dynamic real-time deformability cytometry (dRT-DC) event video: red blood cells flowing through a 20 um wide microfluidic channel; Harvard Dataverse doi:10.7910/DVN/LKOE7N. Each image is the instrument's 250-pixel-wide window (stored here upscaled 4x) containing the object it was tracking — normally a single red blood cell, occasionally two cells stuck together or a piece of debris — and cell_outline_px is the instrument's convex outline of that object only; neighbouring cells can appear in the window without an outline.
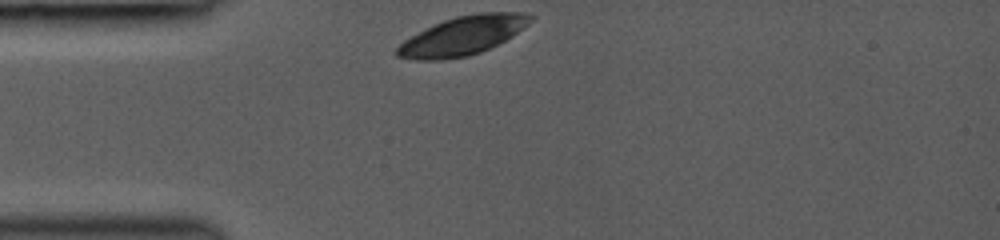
{"species": "common noctule bat (a hibernating species)", "species_latin": "Nyctalus noctula", "temperature_condition": "room temperature", "stored_images_in_passage": 29, "camera_frame_rate_fps": 3000, "um_per_image_px": 0.085, "animal": {"sex": "female", "body_mass_g": 19.0, "forearm_length_mm": 53.3}, "frame": {"image": 1, "passage_image": 1, "time_ms": 0.0, "image_size_px": [1000, 240], "cell_outline_px": [[536, 16], [528, 24], [512, 36], [480, 52], [468, 56], [440, 60], [416, 60], [396, 56], [396, 48], [404, 40], [444, 20], [456, 16], [480, 12], [524, 12]], "centroid_in_image_um": [39.36, 3.02], "position_along_channel_um": 45.6, "area_um2": 29.77}}
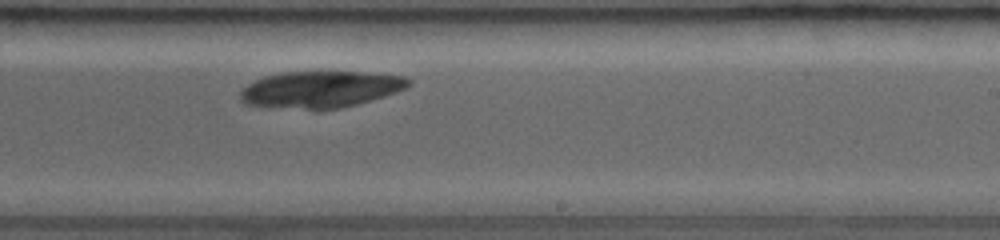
{"frame": {"image": 2, "passage_image": 18, "time_ms": 5.667, "image_size_px": [1000, 240], "cell_outline_px": [[412, 84], [408, 88], [396, 92], [356, 104], [340, 108], [308, 108], [244, 104], [240, 100], [240, 92], [248, 84], [256, 80], [280, 72], [360, 72], [404, 76], [412, 80]], "centroid_in_image_um": [27.3, 7.57], "position_along_channel_um": 261.7, "area_um2": 35.14}}
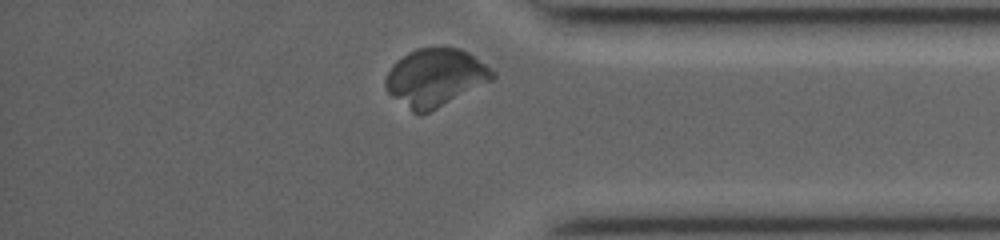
{"frame": {"image": 3, "passage_image": 28, "time_ms": 9.0, "image_size_px": [1000, 240], "cell_outline_px": [[496, 76], [492, 80], [420, 116], [416, 116], [392, 96], [384, 88], [384, 80], [392, 64], [396, 60], [408, 52], [416, 48], [460, 48], [468, 52], [496, 72]], "centroid_in_image_um": [36.95, 6.6], "position_along_channel_um": 398.2, "area_um2": 35.89}}